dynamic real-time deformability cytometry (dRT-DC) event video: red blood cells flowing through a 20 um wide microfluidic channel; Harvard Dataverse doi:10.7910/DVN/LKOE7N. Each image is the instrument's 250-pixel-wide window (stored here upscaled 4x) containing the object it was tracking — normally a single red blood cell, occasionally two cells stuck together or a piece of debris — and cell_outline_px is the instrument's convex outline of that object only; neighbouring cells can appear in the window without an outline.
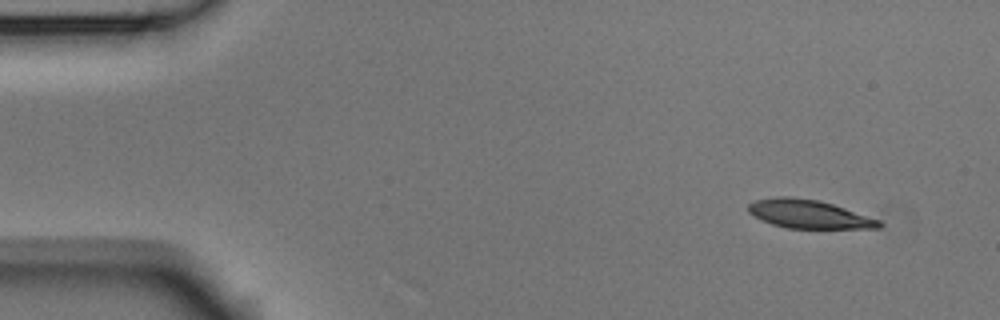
{"species": "Egyptian fruit bat (a non-hibernating species)", "species_latin": "Rousettus aegyptiacus", "temperature_condition": "room temperature", "stored_images_in_passage": 4, "camera_frame_rate_fps": 3000, "um_per_image_px": 0.085, "animal": {"sex": "male"}, "frame": {"image": 1, "passage_image": 1, "time_ms": 0.0, "image_size_px": [1000, 320], "cell_outline_px": [[884, 224], [880, 228], [788, 228], [772, 224], [748, 212], [748, 204], [756, 200], [776, 196], [792, 196], [820, 200], [880, 220]], "centroid_in_image_um": [68.76, 18.19], "position_along_channel_um": 16.2, "area_um2": 21.56}}
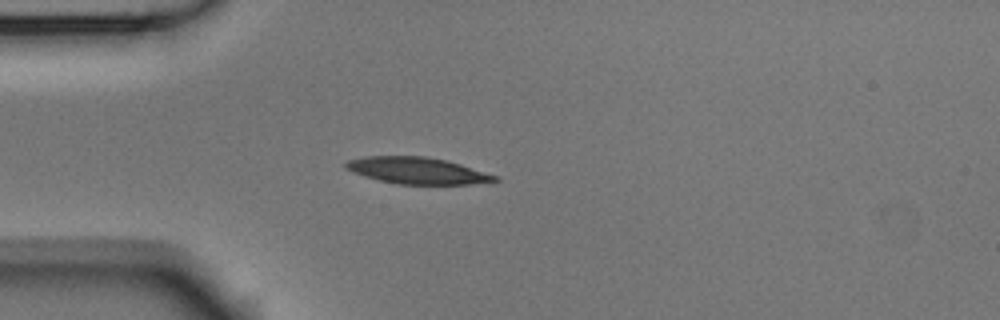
{"frame": {"image": 2, "passage_image": 3, "time_ms": 0.667, "image_size_px": [1000, 320], "cell_outline_px": [[500, 180], [468, 184], [396, 184], [364, 176], [352, 172], [344, 168], [344, 164], [348, 160], [364, 156], [424, 156], [448, 160], [500, 176]], "centroid_in_image_um": [35.47, 14.49], "position_along_channel_um": 49.5, "area_um2": 23.24}}